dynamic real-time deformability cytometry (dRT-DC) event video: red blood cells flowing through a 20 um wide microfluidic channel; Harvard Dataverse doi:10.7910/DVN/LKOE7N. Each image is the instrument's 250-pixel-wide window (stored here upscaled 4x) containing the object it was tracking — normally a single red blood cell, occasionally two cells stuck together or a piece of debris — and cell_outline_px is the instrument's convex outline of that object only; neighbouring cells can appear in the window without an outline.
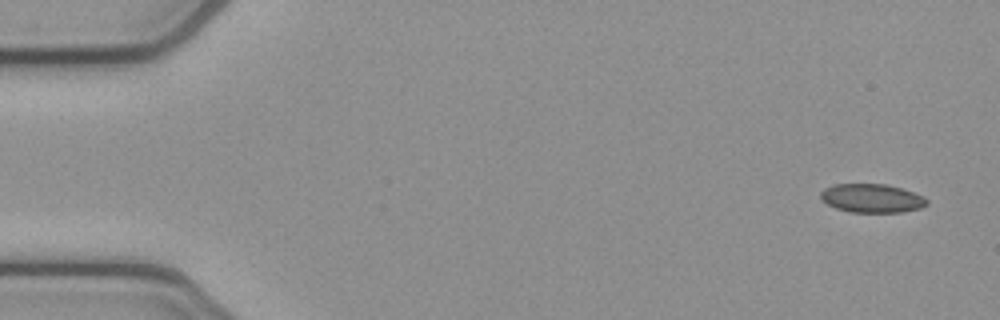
{"species": "common noctule bat (a hibernating species)", "species_latin": "Nyctalus noctula", "temperature_condition": "cold", "stored_images_in_passage": 4, "camera_frame_rate_fps": 3000, "um_per_image_px": 0.085, "animal": {"sex": "female", "body_mass_g": 21.9}, "frame": {"image": 1, "passage_image": 1, "time_ms": 0.0, "image_size_px": [1000, 320], "cell_outline_px": [[928, 204], [920, 208], [900, 212], [852, 212], [836, 208], [828, 204], [820, 196], [820, 192], [824, 188], [836, 184], [884, 184], [900, 188], [924, 196], [928, 200]], "centroid_in_image_um": [74.12, 16.85], "position_along_channel_um": 10.9, "area_um2": 17.57}}